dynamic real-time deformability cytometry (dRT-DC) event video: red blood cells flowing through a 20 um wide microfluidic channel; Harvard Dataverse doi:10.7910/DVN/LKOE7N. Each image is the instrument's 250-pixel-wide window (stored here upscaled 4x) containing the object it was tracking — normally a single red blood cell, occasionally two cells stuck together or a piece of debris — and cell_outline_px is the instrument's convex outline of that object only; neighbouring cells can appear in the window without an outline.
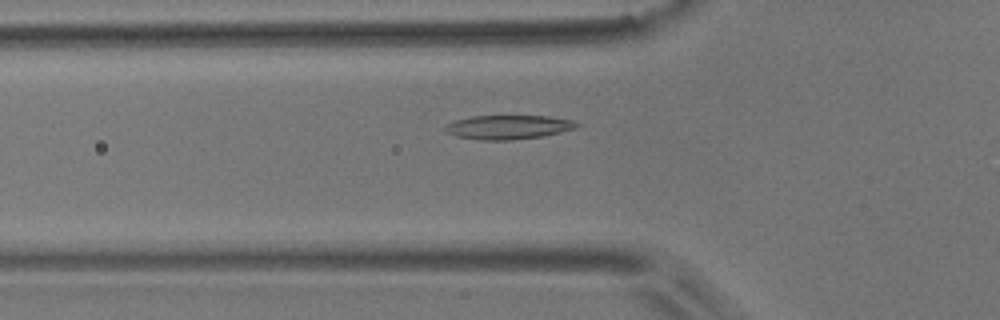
{"species": "common noctule bat (a hibernating species)", "species_latin": "Nyctalus noctula", "temperature_condition": "room temperature", "stored_images_in_passage": 38, "camera_frame_rate_fps": 3000, "um_per_image_px": 0.085, "animal": {"sex": "male", "body_mass_g": 17.9}, "frame": {"image": 1, "passage_image": 3, "time_ms": 0.667, "image_size_px": [1000, 320], "cell_outline_px": [[580, 128], [540, 136], [512, 140], [480, 140], [456, 136], [444, 132], [444, 124], [456, 120], [472, 116], [548, 116], [572, 120], [580, 124]], "centroid_in_image_um": [43.19, 10.8], "position_along_channel_um": 82.6, "area_um2": 18.55}}
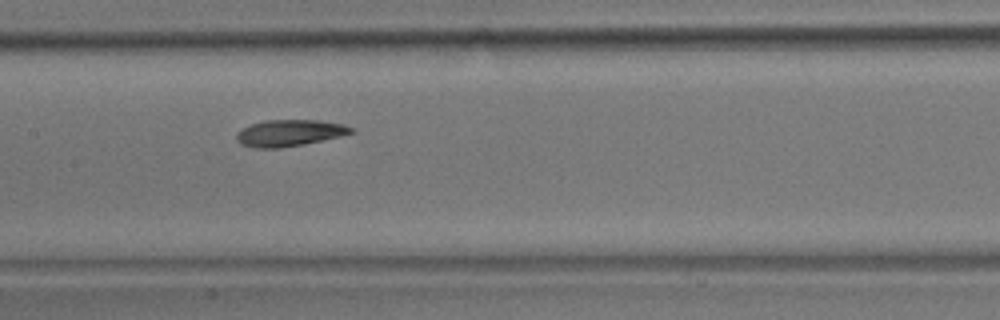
{"frame": {"image": 2, "passage_image": 11, "time_ms": 3.333, "image_size_px": [1000, 320], "cell_outline_px": [[356, 132], [340, 136], [304, 144], [280, 148], [252, 148], [240, 144], [236, 140], [236, 132], [252, 124], [264, 120], [316, 120], [344, 124], [352, 128]], "centroid_in_image_um": [24.58, 11.31], "position_along_channel_um": 182.8, "area_um2": 17.74}}
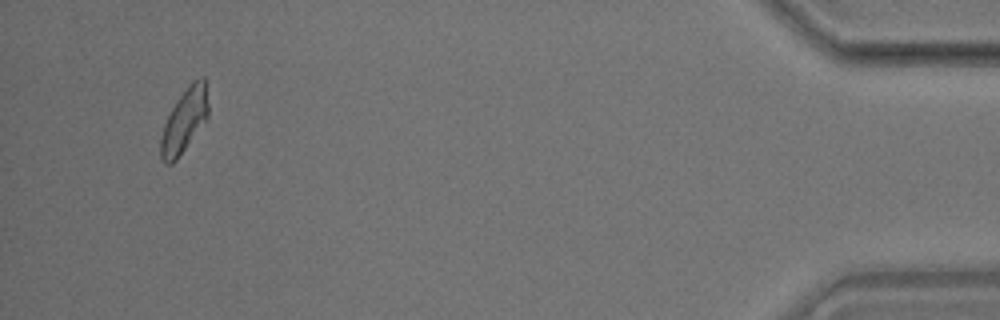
{"frame": {"image": 3, "passage_image": 36, "time_ms": 11.667, "image_size_px": [1000, 320], "cell_outline_px": [[208, 116], [176, 160], [172, 164], [164, 164], [160, 156], [160, 140], [164, 124], [176, 100], [188, 84], [192, 80], [200, 76], [204, 76], [208, 104]], "centroid_in_image_um": [15.65, 10.22], "position_along_channel_um": 419.5, "area_um2": 17.51}, "authors_computed_cell_mechanics": {"area_um2": 17.6868, "velocity_mm_per_s": 3.7272, "shape_relaxation_time_tau1_ms": 6.0523, "shape_relaxation_time_tau2_ms": 4.8207, "deformation_change_tau1": 0.153, "deformation_change_tau2": 0.0758}}